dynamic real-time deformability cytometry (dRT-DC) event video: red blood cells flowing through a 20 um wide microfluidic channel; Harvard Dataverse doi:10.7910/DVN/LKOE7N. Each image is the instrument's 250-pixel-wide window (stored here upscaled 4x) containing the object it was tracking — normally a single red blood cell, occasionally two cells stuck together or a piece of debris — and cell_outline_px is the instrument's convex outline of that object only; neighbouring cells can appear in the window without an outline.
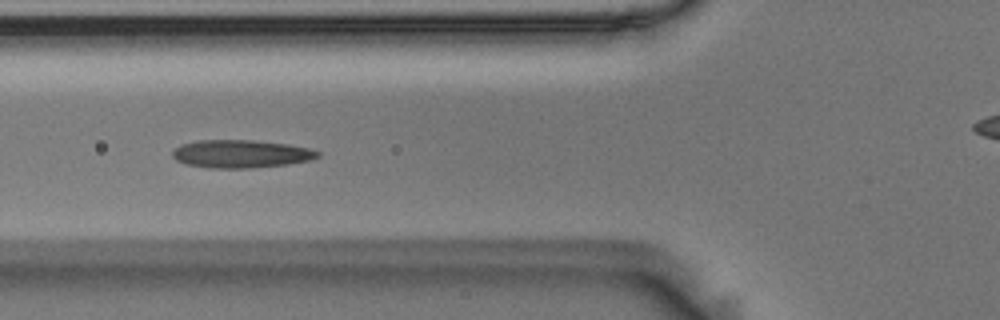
{"species": "Egyptian fruit bat (a non-hibernating species)", "species_latin": "Rousettus aegyptiacus", "temperature_condition": "room temperature", "stored_images_in_passage": 55, "camera_frame_rate_fps": 3000, "um_per_image_px": 0.085, "animal": {"sex": "male"}, "frame": {"image": 1, "passage_image": 19, "time_ms": 6.0, "image_size_px": [1000, 320], "cell_outline_px": [[320, 156], [312, 160], [288, 164], [248, 168], [208, 168], [184, 164], [176, 160], [172, 156], [172, 152], [180, 144], [196, 140], [252, 140], [288, 144], [308, 148], [320, 152]], "centroid_in_image_um": [20.46, 13.08], "position_along_channel_um": 105.3, "area_um2": 23.81}}
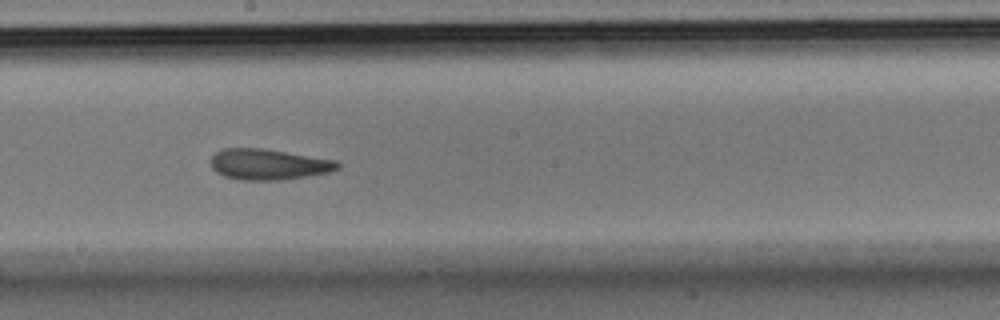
{"frame": {"image": 2, "passage_image": 29, "time_ms": 9.333, "image_size_px": [1000, 320], "cell_outline_px": [[340, 168], [328, 172], [280, 180], [240, 180], [224, 176], [216, 172], [212, 168], [212, 156], [220, 148], [264, 148], [336, 160], [340, 164]], "centroid_in_image_um": [22.8, 13.96], "position_along_channel_um": 225.4, "area_um2": 22.72}}
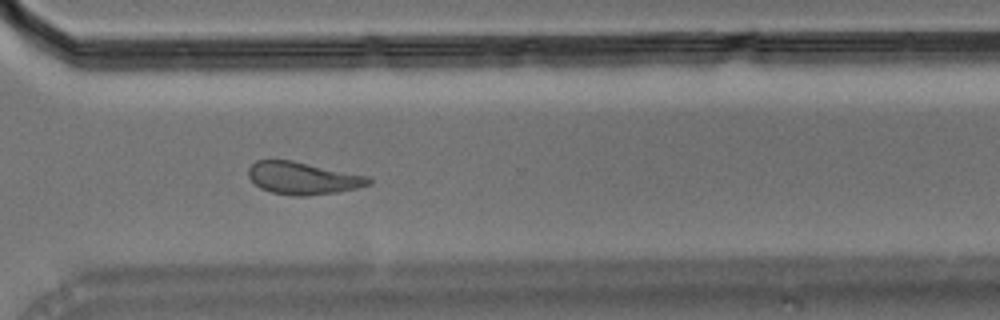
{"frame": {"image": 3, "passage_image": 39, "time_ms": 12.667, "image_size_px": [1000, 320], "cell_outline_px": [[372, 184], [356, 188], [336, 192], [304, 196], [292, 196], [272, 192], [260, 188], [248, 176], [248, 168], [256, 160], [292, 160], [368, 176], [372, 180]], "centroid_in_image_um": [25.74, 15.14], "position_along_channel_um": 344.9, "area_um2": 22.6}, "authors_computed_cell_mechanics": {"area_um2": 22.7732, "velocity_mm_per_s": 3.5956, "shape_relaxation_time_tau1_ms": 7.1971, "shape_relaxation_time_tau2_ms": 2.9801, "deformation_change_tau1": 0.1943, "deformation_change_tau2": 0.1039}}